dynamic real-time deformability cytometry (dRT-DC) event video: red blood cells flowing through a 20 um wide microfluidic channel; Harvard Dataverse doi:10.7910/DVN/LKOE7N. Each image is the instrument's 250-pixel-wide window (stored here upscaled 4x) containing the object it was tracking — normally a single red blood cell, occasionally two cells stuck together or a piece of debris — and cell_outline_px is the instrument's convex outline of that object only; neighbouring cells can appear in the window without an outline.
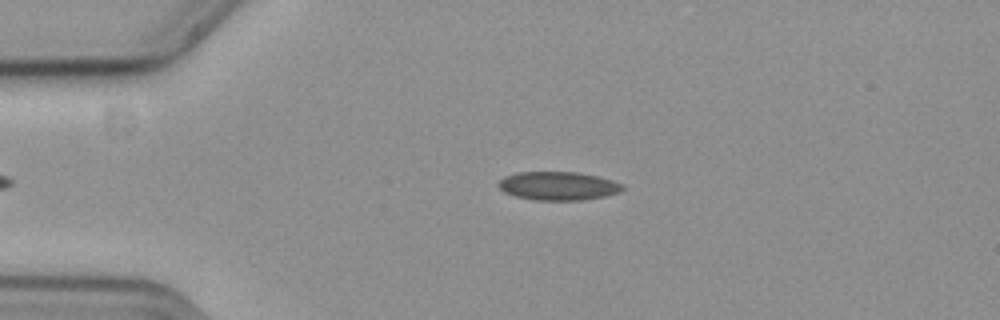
{"species": "common noctule bat (a hibernating species)", "species_latin": "Nyctalus noctula", "temperature_condition": "cold", "stored_images_in_passage": 44, "camera_frame_rate_fps": 3000, "um_per_image_px": 0.085, "animal": {"sex": "female", "body_mass_g": 19.3, "forearm_length_mm": 54.1}, "frame": {"image": 1, "passage_image": 6, "time_ms": 1.667, "image_size_px": [1000, 320], "cell_outline_px": [[624, 188], [620, 192], [604, 196], [580, 200], [536, 200], [516, 196], [504, 192], [496, 184], [504, 176], [516, 172], [576, 172], [596, 176], [612, 180], [624, 184]], "centroid_in_image_um": [47.43, 15.8], "position_along_channel_um": 37.6, "area_um2": 20.58}}
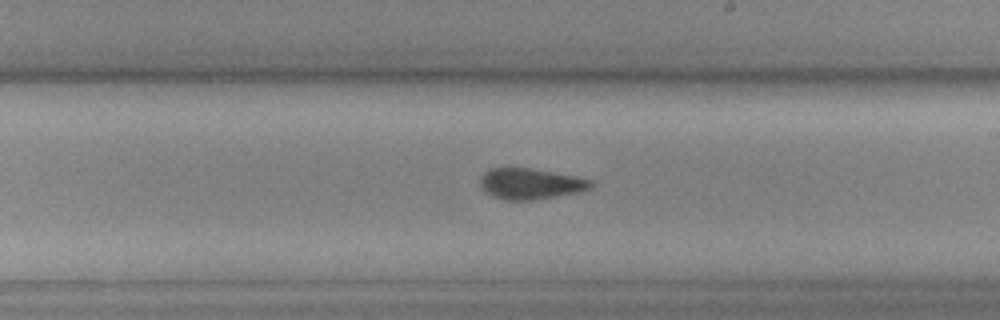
{"frame": {"image": 2, "passage_image": 26, "time_ms": 8.333, "image_size_px": [1000, 320], "cell_outline_px": [[596, 184], [592, 188], [580, 192], [532, 200], [504, 200], [492, 196], [480, 184], [480, 176], [488, 168], [532, 168], [576, 176], [592, 180]], "centroid_in_image_um": [45.13, 15.61], "position_along_channel_um": 243.9, "area_um2": 20.06}}
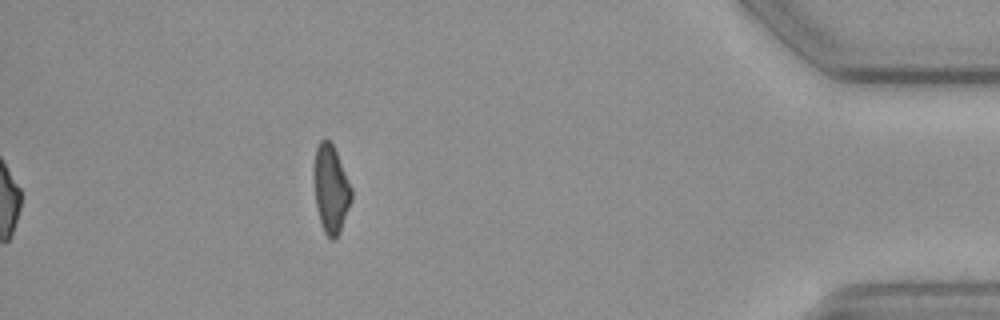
{"frame": {"image": 3, "passage_image": 44, "time_ms": 14.333, "image_size_px": [1000, 320], "cell_outline_px": [[352, 200], [340, 232], [332, 240], [324, 232], [316, 208], [316, 148], [320, 140], [324, 136], [332, 144], [336, 152], [352, 188]], "centroid_in_image_um": [28.17, 16.09], "position_along_channel_um": 407.0, "area_um2": 18.55}, "authors_computed_cell_mechanics": {"area_um2": 20.2878, "velocity_mm_per_s": 3.619, "shape_relaxation_time_tau1_ms": 6.9449, "shape_relaxation_time_tau2_ms": 10.5579, "deformation_change_tau1": 0.1067, "deformation_change_tau2": 0.1563}}